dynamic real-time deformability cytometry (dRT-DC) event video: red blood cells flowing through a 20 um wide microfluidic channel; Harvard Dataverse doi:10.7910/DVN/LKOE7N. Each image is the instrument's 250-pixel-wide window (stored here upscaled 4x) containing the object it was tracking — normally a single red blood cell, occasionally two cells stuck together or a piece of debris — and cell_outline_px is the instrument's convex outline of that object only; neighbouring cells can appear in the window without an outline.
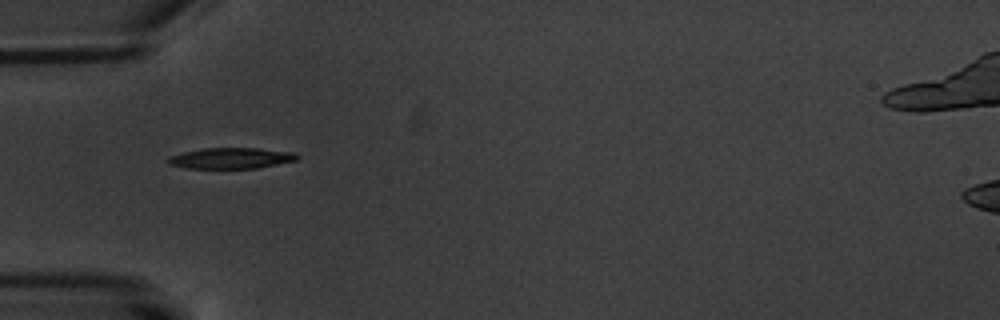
{"species": "common noctule bat (a hibernating species)", "species_latin": "Nyctalus noctula", "temperature_condition": "warm", "stored_images_in_passage": 4, "camera_frame_rate_fps": 3000, "um_per_image_px": 0.085, "animal": {"sex": "male", "body_mass_g": 20.1, "forearm_length_mm": 53.5}, "frame": {"image": 1, "passage_image": 1, "time_ms": 0.0, "image_size_px": [1000, 320], "cell_outline_px": [[300, 156], [296, 160], [256, 168], [188, 168], [168, 164], [168, 156], [184, 152], [204, 148], [260, 148], [296, 152]], "centroid_in_image_um": [19.67, 13.43], "position_along_channel_um": 65.3, "area_um2": 15.66}}